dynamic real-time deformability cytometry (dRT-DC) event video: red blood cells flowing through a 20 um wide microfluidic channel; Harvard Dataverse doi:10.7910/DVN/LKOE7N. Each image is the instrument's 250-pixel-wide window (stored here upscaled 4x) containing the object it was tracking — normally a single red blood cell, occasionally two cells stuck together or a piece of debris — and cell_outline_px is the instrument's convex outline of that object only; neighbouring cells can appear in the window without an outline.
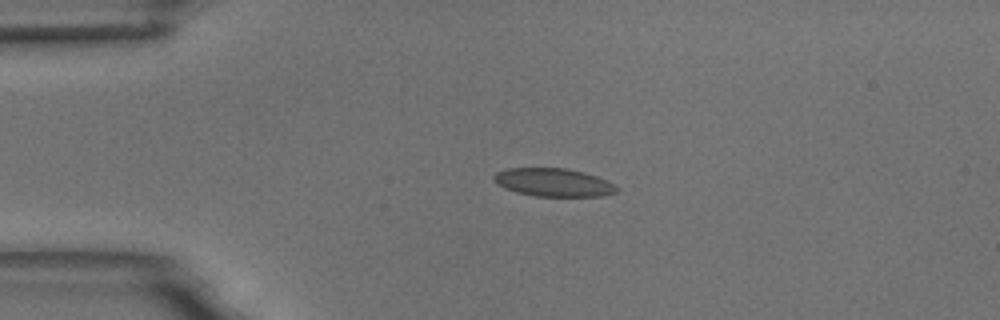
{"species": "common noctule bat (a hibernating species)", "species_latin": "Nyctalus noctula", "temperature_condition": "room temperature", "stored_images_in_passage": 43, "camera_frame_rate_fps": 3000, "um_per_image_px": 0.085, "animal": {"sex": "male", "body_mass_g": 18.8}, "frame": {"image": 1, "passage_image": 1, "time_ms": 0.0, "image_size_px": [1000, 320], "cell_outline_px": [[620, 188], [616, 192], [600, 196], [536, 196], [516, 192], [504, 188], [496, 184], [492, 180], [492, 176], [496, 172], [508, 168], [568, 168], [584, 172], [596, 176]], "centroid_in_image_um": [46.99, 15.5], "position_along_channel_um": 38.0, "area_um2": 20.17}}
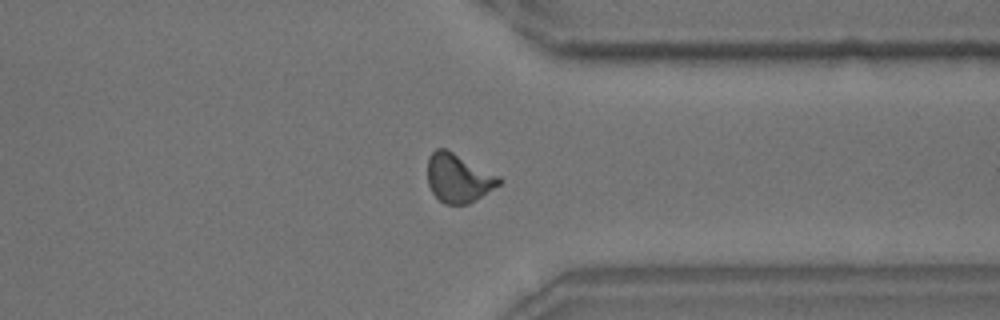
{"frame": {"image": 2, "passage_image": 31, "time_ms": 10.0, "image_size_px": [1000, 320], "cell_outline_px": [[504, 180], [500, 184], [476, 200], [468, 204], [444, 204], [432, 192], [428, 184], [428, 156], [436, 148], [444, 148], [500, 176]], "centroid_in_image_um": [38.97, 15.14], "position_along_channel_um": 372.4, "area_um2": 20.17}}
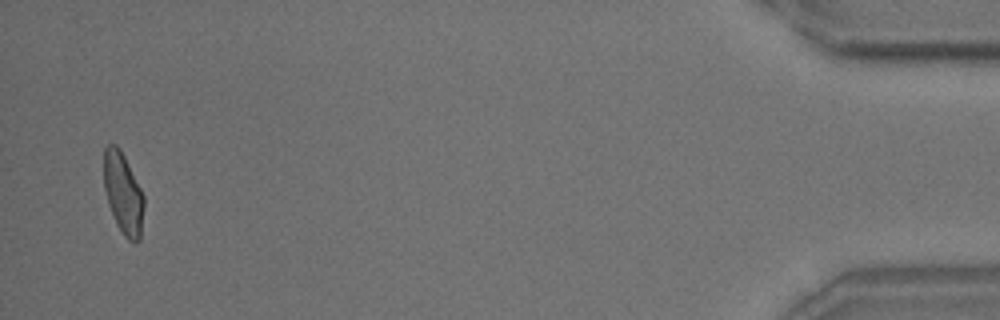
{"frame": {"image": 3, "passage_image": 42, "time_ms": 13.667, "image_size_px": [1000, 320], "cell_outline_px": [[144, 208], [140, 240], [136, 244], [128, 240], [124, 236], [116, 224], [108, 204], [104, 188], [104, 148], [108, 144], [116, 144], [120, 148], [144, 196]], "centroid_in_image_um": [10.47, 16.47], "position_along_channel_um": 424.7, "area_um2": 19.07}, "authors_computed_cell_mechanics": {"area_um2": 19.8254, "velocity_mm_per_s": 3.677, "shape_relaxation_time_tau1_ms": 6.8747, "shape_relaxation_time_tau2_ms": 1.1995, "deformation_change_tau1": 0.1526, "deformation_change_tau2": 0.0618}}